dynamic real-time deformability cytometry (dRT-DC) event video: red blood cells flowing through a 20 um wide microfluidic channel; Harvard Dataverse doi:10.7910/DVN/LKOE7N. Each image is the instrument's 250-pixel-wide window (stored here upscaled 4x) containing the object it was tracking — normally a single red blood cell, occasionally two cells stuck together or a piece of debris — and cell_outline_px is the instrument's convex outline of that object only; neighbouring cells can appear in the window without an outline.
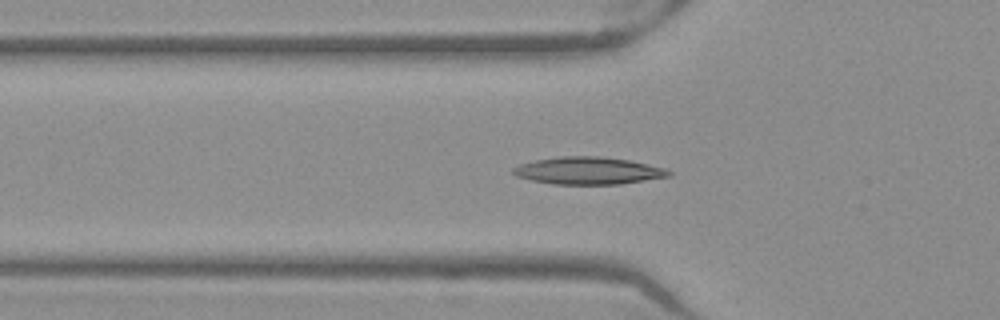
{"species": "Egyptian fruit bat (a non-hibernating species)", "species_latin": "Rousettus aegyptiacus", "temperature_condition": "warm", "stored_images_in_passage": 53, "segment_of_instrument_passage": [1, 2], "camera_frame_rate_fps": 3000, "um_per_image_px": 0.085, "frame": {"image": 1, "passage_image": 18, "time_ms": 5.667, "image_size_px": [1000, 320], "cell_outline_px": [[672, 176], [620, 184], [552, 184], [532, 180], [516, 176], [512, 172], [512, 168], [520, 164], [536, 160], [560, 156], [600, 156], [628, 160], [648, 164], [664, 168], [672, 172]], "centroid_in_image_um": [50.01, 14.51], "position_along_channel_um": 75.8, "area_um2": 24.74}}
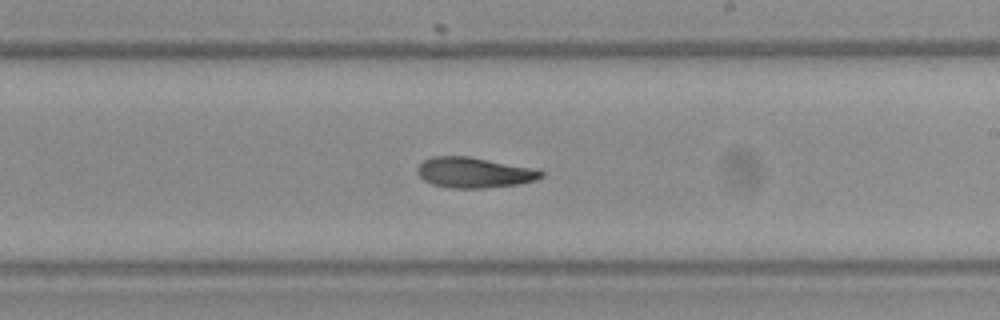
{"frame": {"image": 2, "passage_image": 31, "time_ms": 10.0, "image_size_px": [1000, 320], "cell_outline_px": [[544, 176], [536, 180], [520, 184], [484, 188], [452, 188], [432, 184], [424, 180], [416, 172], [416, 168], [424, 160], [432, 156], [468, 156], [540, 168], [544, 172]], "centroid_in_image_um": [40.36, 14.66], "position_along_channel_um": 248.6, "area_um2": 22.37}}
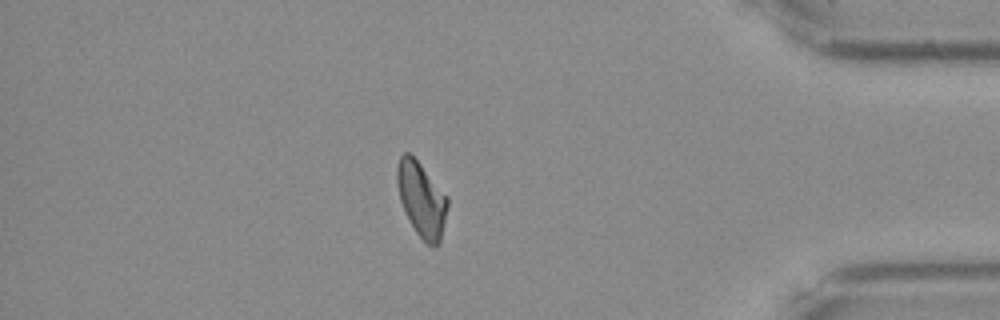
{"frame": {"image": 3, "passage_image": 45, "time_ms": 14.667, "image_size_px": [1000, 320], "cell_outline_px": [[448, 204], [440, 244], [436, 248], [428, 244], [416, 232], [400, 200], [396, 184], [396, 168], [400, 156], [404, 152], [408, 152], [420, 164], [448, 196]], "centroid_in_image_um": [35.83, 16.94], "position_along_channel_um": 399.4, "area_um2": 21.79}}